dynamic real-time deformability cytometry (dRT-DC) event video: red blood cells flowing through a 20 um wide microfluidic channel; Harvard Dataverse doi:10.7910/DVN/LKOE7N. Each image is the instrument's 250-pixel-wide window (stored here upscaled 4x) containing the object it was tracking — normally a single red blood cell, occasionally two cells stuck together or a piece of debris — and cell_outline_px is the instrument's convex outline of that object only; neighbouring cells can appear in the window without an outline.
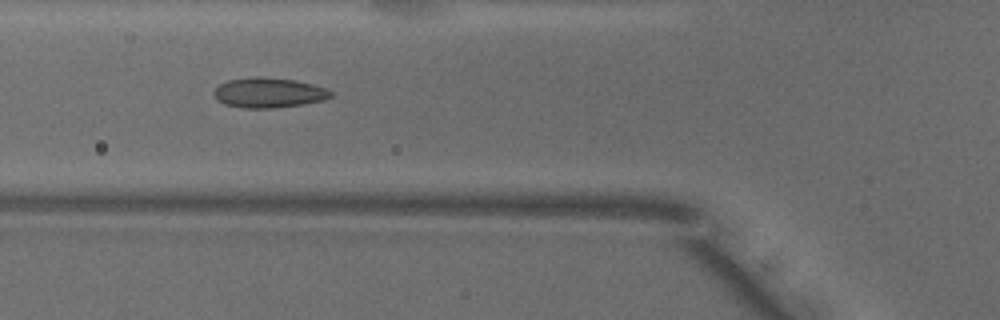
{"species": "common noctule bat (a hibernating species)", "species_latin": "Nyctalus noctula", "temperature_condition": "warm", "stored_images_in_passage": 40, "camera_frame_rate_fps": 3000, "um_per_image_px": 0.085, "animal": {"sex": "male", "body_mass_g": 18.8}, "frame": {"image": 1, "passage_image": 7, "time_ms": 2.0, "image_size_px": [1000, 320], "cell_outline_px": [[332, 96], [324, 100], [300, 104], [272, 108], [240, 108], [224, 104], [212, 92], [220, 84], [228, 80], [252, 76], [260, 76], [296, 80], [328, 88], [332, 92]], "centroid_in_image_um": [22.85, 7.87], "position_along_channel_um": 103.0, "area_um2": 20.46}, "authors_computed_cell_mechanics": {"area_um2": 19.4786, "velocity_mm_per_s": 3.9371, "shape_relaxation_time_tau1_ms": null, "shape_relaxation_time_tau2_ms": 0.9032, "deformation_change_tau1": null, "deformation_change_tau2": 0.0728}}